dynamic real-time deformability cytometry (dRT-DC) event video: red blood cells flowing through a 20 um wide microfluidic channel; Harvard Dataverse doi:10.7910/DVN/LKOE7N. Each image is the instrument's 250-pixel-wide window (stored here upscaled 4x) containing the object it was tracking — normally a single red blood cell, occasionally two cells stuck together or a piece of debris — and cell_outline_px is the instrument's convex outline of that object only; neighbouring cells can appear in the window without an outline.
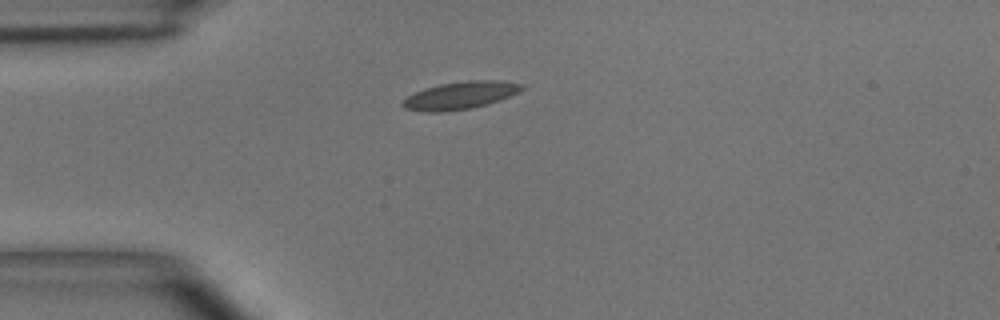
{"species": "common noctule bat (a hibernating species)", "species_latin": "Nyctalus noctula", "temperature_condition": "room temperature", "stored_images_in_passage": 34, "camera_frame_rate_fps": 3000, "um_per_image_px": 0.085, "animal": {"sex": "male", "body_mass_g": 15.6}, "frame": {"image": 1, "passage_image": 1, "time_ms": 0.0, "image_size_px": [1000, 320], "cell_outline_px": [[524, 88], [508, 96], [488, 104], [472, 108], [440, 112], [424, 112], [404, 108], [400, 104], [408, 96], [424, 88], [440, 84], [468, 80], [496, 80], [524, 84]], "centroid_in_image_um": [39.09, 8.11], "position_along_channel_um": 45.9, "area_um2": 18.96}}
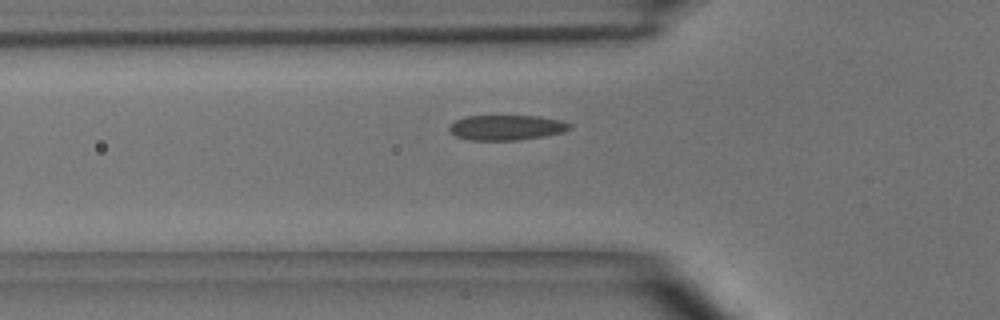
{"frame": {"image": 2, "passage_image": 5, "time_ms": 1.333, "image_size_px": [1000, 320], "cell_outline_px": [[572, 128], [564, 132], [544, 136], [516, 140], [468, 140], [456, 136], [448, 128], [456, 120], [468, 116], [536, 116], [560, 120], [572, 124]], "centroid_in_image_um": [43.08, 10.84], "position_along_channel_um": 82.7, "area_um2": 17.51}}
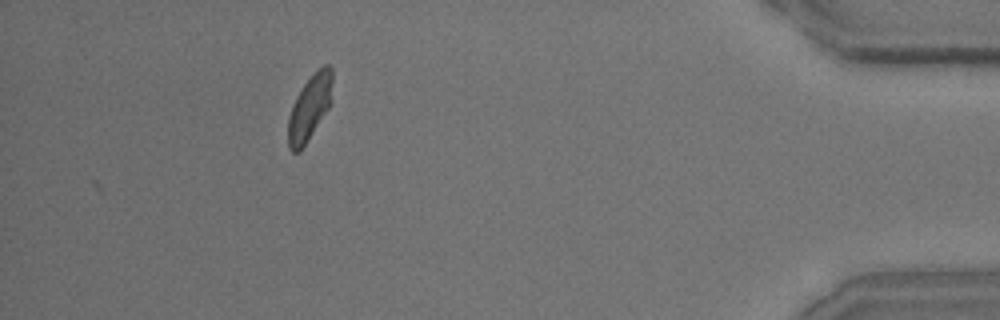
{"frame": {"image": 3, "passage_image": 34, "time_ms": 11.0, "image_size_px": [1000, 320], "cell_outline_px": [[332, 100], [328, 108], [300, 152], [292, 152], [288, 148], [288, 116], [292, 104], [296, 96], [304, 84], [324, 64], [328, 64], [332, 68]], "centroid_in_image_um": [26.31, 9.16], "position_along_channel_um": 408.9, "area_um2": 16.7}, "authors_computed_cell_mechanics": {"area_um2": 17.4845, "velocity_mm_per_s": 3.9346, "shape_relaxation_time_tau1_ms": 2.9983, "shape_relaxation_time_tau2_ms": 0.7071, "deformation_change_tau1": 0.1038, "deformation_change_tau2": 0.0529}}